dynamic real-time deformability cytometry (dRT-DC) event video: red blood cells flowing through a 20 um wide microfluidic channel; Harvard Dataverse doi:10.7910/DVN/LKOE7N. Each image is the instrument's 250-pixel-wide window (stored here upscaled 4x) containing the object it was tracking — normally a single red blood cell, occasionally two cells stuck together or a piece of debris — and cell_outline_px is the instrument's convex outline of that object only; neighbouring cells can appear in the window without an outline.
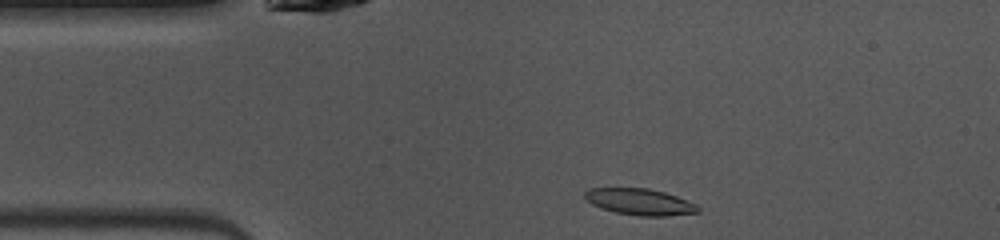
{"species": "common noctule bat (a hibernating species)", "species_latin": "Nyctalus noctula", "temperature_condition": "warm", "stored_images_in_passage": 40, "camera_frame_rate_fps": 3000, "um_per_image_px": 0.085, "animal": {"sex": "female", "body_mass_g": 10.0, "forearm_length_mm": 53.1}, "frame": {"image": 1, "passage_image": 1, "time_ms": 0.0, "image_size_px": [1000, 240], "cell_outline_px": [[700, 212], [668, 216], [640, 216], [616, 212], [600, 208], [592, 204], [584, 196], [584, 192], [592, 188], [648, 188], [664, 192], [676, 196], [696, 204], [700, 208]], "centroid_in_image_um": [54.4, 17.16], "position_along_channel_um": 30.6, "area_um2": 17.34}}
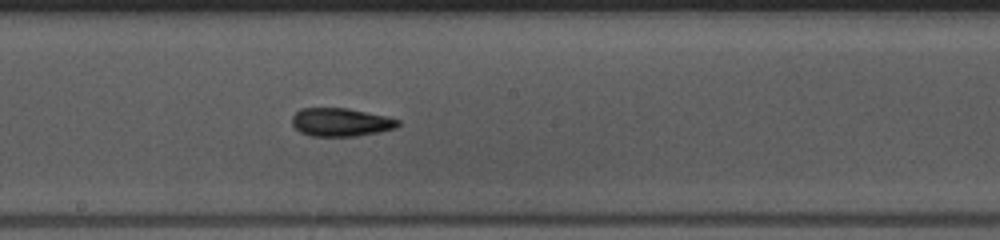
{"frame": {"image": 2, "passage_image": 17, "time_ms": 5.333, "image_size_px": [1000, 240], "cell_outline_px": [[400, 124], [396, 128], [356, 136], [312, 136], [300, 132], [292, 124], [292, 116], [300, 108], [348, 108], [384, 116], [400, 120]], "centroid_in_image_um": [28.94, 10.38], "position_along_channel_um": 219.3, "area_um2": 17.34}}
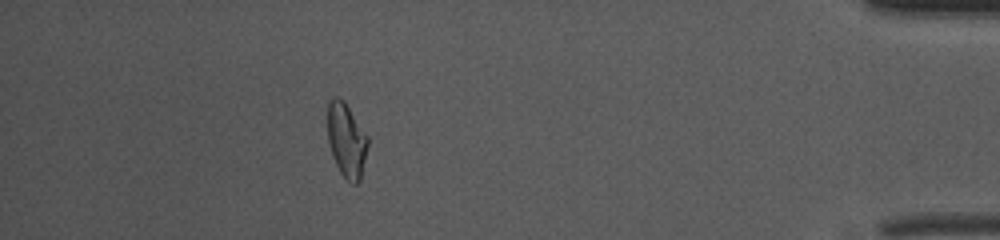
{"frame": {"image": 3, "passage_image": 35, "time_ms": 11.333, "image_size_px": [1000, 240], "cell_outline_px": [[368, 144], [360, 180], [356, 184], [352, 184], [340, 172], [332, 156], [328, 140], [328, 100], [332, 96], [336, 96], [344, 100], [368, 136]], "centroid_in_image_um": [29.44, 11.88], "position_along_channel_um": 405.8, "area_um2": 17.4}, "authors_computed_cell_mechanics": {"area_um2": 17.3978, "velocity_mm_per_s": 4.0588, "shape_relaxation_time_tau1_ms": 4.7589, "shape_relaxation_time_tau2_ms": 3.5382, "deformation_change_tau1": 0.158, "deformation_change_tau2": 0.1117}}